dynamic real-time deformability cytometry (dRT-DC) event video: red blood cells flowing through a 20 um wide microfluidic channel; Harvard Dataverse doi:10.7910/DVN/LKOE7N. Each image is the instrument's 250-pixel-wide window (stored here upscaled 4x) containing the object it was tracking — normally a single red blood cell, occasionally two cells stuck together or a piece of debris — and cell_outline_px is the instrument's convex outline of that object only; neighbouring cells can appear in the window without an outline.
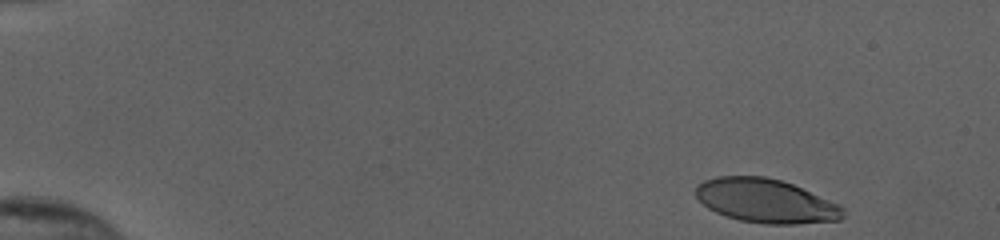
{"species": "human", "species_latin": "Homo sapiens", "temperature_condition": "cold", "stored_images_in_passage": 49, "camera_frame_rate_fps": 3000, "um_per_image_px": 0.085, "donor": {"sex": "female"}, "frame": {"image": 1, "passage_image": 1, "time_ms": 0.0, "image_size_px": [1000, 240], "cell_outline_px": [[844, 216], [840, 220], [792, 224], [764, 224], [740, 220], [716, 212], [708, 208], [696, 196], [696, 184], [704, 180], [716, 176], [764, 176], [780, 180], [792, 184], [840, 204], [844, 208]], "centroid_in_image_um": [65.1, 17.07], "position_along_channel_um": 19.9, "area_um2": 37.63}}
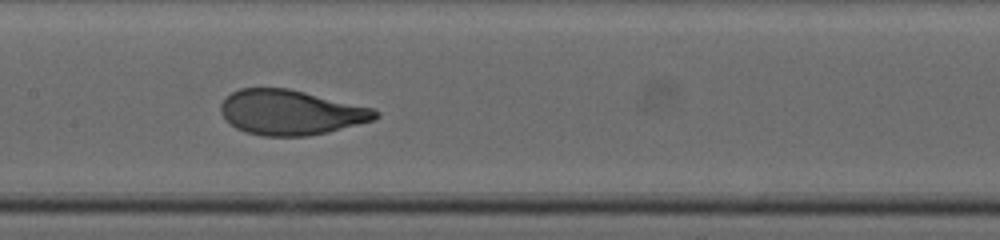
{"frame": {"image": 2, "passage_image": 24, "time_ms": 7.667, "image_size_px": [1000, 240], "cell_outline_px": [[380, 116], [372, 120], [328, 132], [308, 136], [264, 136], [244, 132], [236, 128], [224, 120], [220, 112], [220, 104], [232, 92], [240, 88], [288, 88], [376, 108], [380, 112]], "centroid_in_image_um": [24.71, 9.55], "position_along_channel_um": 182.7, "area_um2": 40.75}}
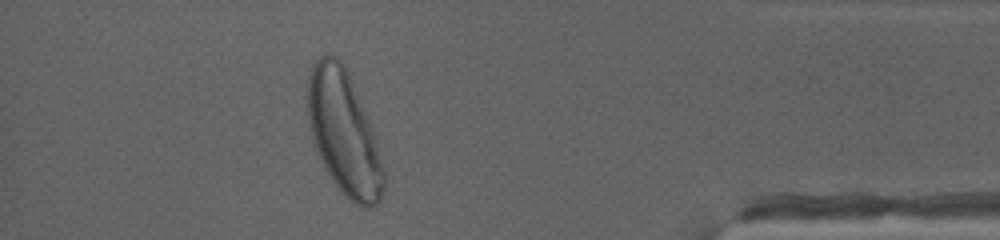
{"frame": {"image": 3, "passage_image": 44, "time_ms": 14.333, "image_size_px": [1000, 240], "cell_outline_px": [[384, 192], [380, 200], [372, 208], [364, 208], [356, 204], [332, 180], [316, 148], [308, 116], [304, 96], [308, 72], [316, 60], [324, 52], [328, 52], [336, 56], [344, 64], [348, 72], [372, 124], [376, 136], [384, 172]], "centroid_in_image_um": [29.22, 11.2], "position_along_channel_um": 406.0, "area_um2": 55.14}, "authors_computed_cell_mechanics": {"area_um2": 40.6334, "velocity_mm_per_s": 3.856, "shape_relaxation_time_tau1_ms": 2.4262, "shape_relaxation_time_tau2_ms": null, "deformation_change_tau1": 0.1772, "deformation_change_tau2": null}}